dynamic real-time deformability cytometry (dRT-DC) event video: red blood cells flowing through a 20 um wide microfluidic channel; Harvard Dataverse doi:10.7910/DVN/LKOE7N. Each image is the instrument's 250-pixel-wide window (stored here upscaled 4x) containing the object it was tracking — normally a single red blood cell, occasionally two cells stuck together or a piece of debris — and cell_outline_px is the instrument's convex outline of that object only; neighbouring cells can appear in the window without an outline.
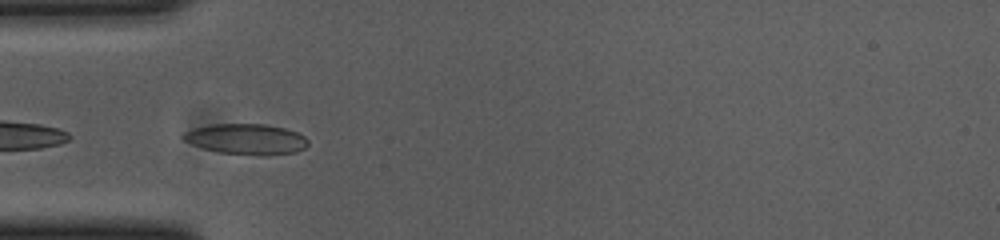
{"species": "common noctule bat (a hibernating species)", "species_latin": "Nyctalus noctula", "temperature_condition": "cold", "stored_images_in_passage": 19, "camera_frame_rate_fps": 3000, "um_per_image_px": 0.085, "animal": {"sex": "female", "body_mass_g": 23.0, "forearm_length_mm": 53.4}, "frame": {"image": 1, "passage_image": 1, "time_ms": 0.0, "image_size_px": [1000, 240], "cell_outline_px": [[308, 144], [304, 148], [296, 152], [264, 156], [220, 152], [204, 148], [192, 144], [184, 140], [180, 136], [184, 132], [196, 128], [212, 124], [264, 124], [284, 128], [296, 132], [304, 136], [308, 140]], "centroid_in_image_um": [20.95, 11.83], "position_along_channel_um": 64.0, "area_um2": 22.14}}
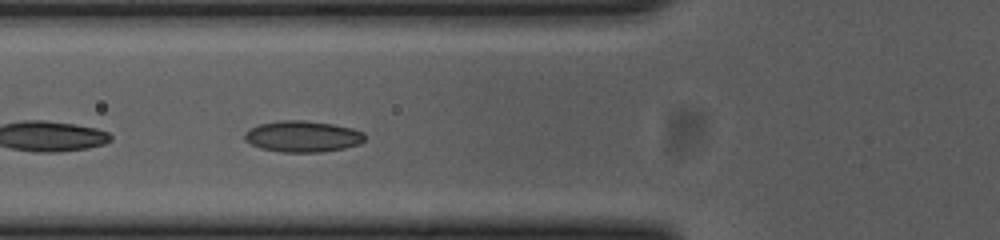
{"frame": {"image": 2, "passage_image": 4, "time_ms": 1.0, "image_size_px": [1000, 240], "cell_outline_px": [[364, 140], [360, 144], [344, 148], [320, 152], [280, 152], [260, 148], [244, 140], [244, 132], [248, 128], [260, 124], [280, 120], [304, 120], [332, 124], [352, 128], [364, 132]], "centroid_in_image_um": [25.7, 11.59], "position_along_channel_um": 100.1, "area_um2": 21.96}}
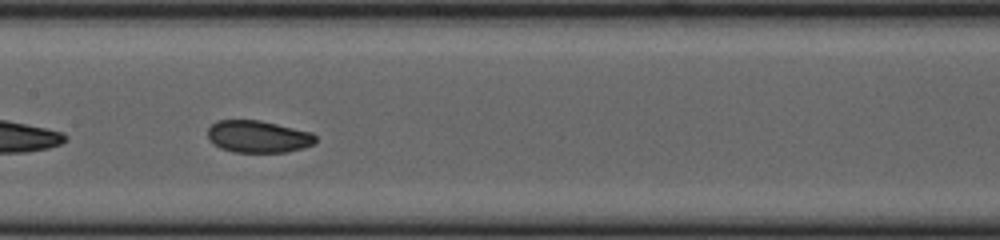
{"frame": {"image": 3, "passage_image": 11, "time_ms": 3.333, "image_size_px": [1000, 240], "cell_outline_px": [[316, 140], [312, 144], [304, 148], [284, 152], [236, 152], [220, 148], [212, 144], [208, 136], [208, 128], [216, 120], [260, 120], [312, 132], [316, 136]], "centroid_in_image_um": [21.93, 11.6], "position_along_channel_um": 185.5, "area_um2": 20.23}}